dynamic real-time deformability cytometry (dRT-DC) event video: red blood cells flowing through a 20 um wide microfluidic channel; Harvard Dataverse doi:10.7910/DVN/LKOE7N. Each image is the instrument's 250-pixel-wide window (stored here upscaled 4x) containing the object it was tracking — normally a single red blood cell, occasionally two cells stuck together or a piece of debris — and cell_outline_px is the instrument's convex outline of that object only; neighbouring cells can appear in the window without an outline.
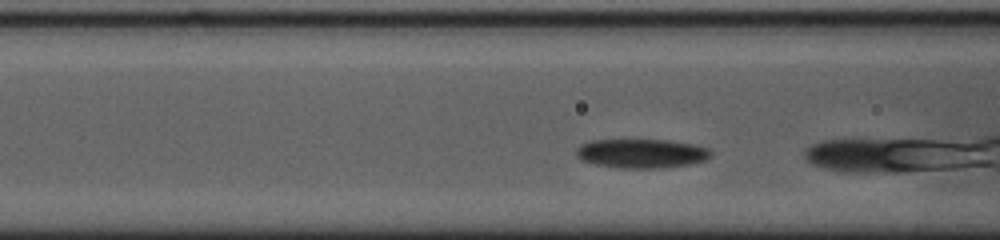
{"species": "common noctule bat (a hibernating species)", "species_latin": "Nyctalus noctula", "temperature_condition": "cold", "stored_images_in_passage": 12, "camera_frame_rate_fps": 3000, "um_per_image_px": 0.085, "animal": {"sex": "female", "body_mass_g": 23.0, "forearm_length_mm": 53.4}, "frame": {"image": 1, "passage_image": 7, "time_ms": 2.0, "image_size_px": [1000, 240], "cell_outline_px": [[712, 156], [704, 160], [688, 164], [656, 168], [620, 168], [596, 164], [584, 160], [576, 156], [576, 148], [592, 140], [664, 140], [692, 144], [708, 148], [712, 152]], "centroid_in_image_um": [54.53, 13.04], "position_along_channel_um": 112.1, "area_um2": 22.48}}